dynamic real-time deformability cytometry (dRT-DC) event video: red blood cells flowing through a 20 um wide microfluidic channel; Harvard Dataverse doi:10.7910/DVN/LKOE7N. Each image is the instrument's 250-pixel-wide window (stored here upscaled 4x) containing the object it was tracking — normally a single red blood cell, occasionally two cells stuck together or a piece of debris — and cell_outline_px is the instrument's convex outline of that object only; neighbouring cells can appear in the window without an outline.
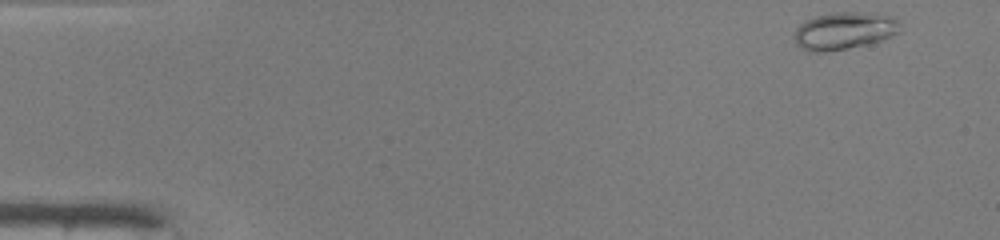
{"species": "common noctule bat (a hibernating species)", "species_latin": "Nyctalus noctula", "temperature_condition": "warm", "stored_images_in_passage": 46, "camera_frame_rate_fps": 3000, "um_per_image_px": 0.085, "animal": {"sex": "male", "body_mass_g": 19.0, "forearm_length_mm": 50.8}, "frame": {"image": 1, "passage_image": 1, "time_ms": 0.0, "image_size_px": [1000, 240], "cell_outline_px": [[900, 32], [892, 36], [880, 40], [864, 44], [824, 52], [808, 52], [800, 48], [796, 44], [796, 28], [804, 20], [816, 16], [836, 12], [856, 12], [892, 16], [900, 24]], "centroid_in_image_um": [71.74, 2.61], "position_along_channel_um": 13.3, "area_um2": 22.72}}
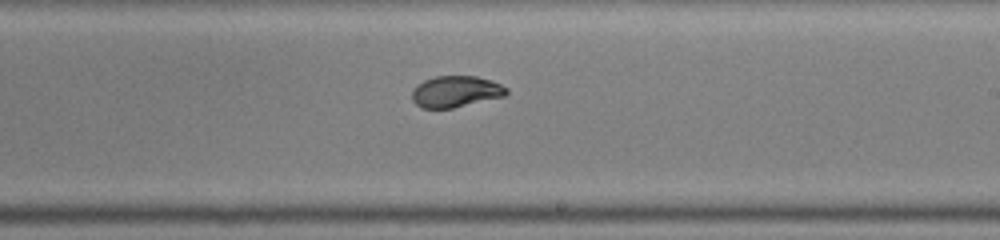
{"frame": {"image": 2, "passage_image": 27, "time_ms": 8.667, "image_size_px": [1000, 240], "cell_outline_px": [[508, 92], [504, 96], [452, 108], [420, 108], [412, 100], [412, 92], [416, 84], [424, 80], [436, 76], [476, 76], [492, 80], [508, 88]], "centroid_in_image_um": [38.72, 7.77], "position_along_channel_um": 250.3, "area_um2": 17.28}}
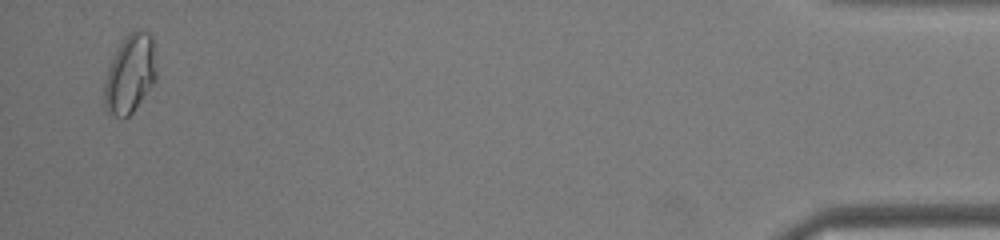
{"frame": {"image": 3, "passage_image": 45, "time_ms": 14.667, "image_size_px": [1000, 240], "cell_outline_px": [[156, 80], [132, 112], [124, 120], [108, 112], [104, 104], [104, 84], [108, 68], [120, 44], [128, 32], [140, 28], [148, 32], [152, 36], [156, 72]], "centroid_in_image_um": [11.05, 6.27], "position_along_channel_um": 424.1, "area_um2": 23.76}, "authors_computed_cell_mechanics": {"area_um2": 18.5827, "velocity_mm_per_s": 4.2056, "shape_relaxation_time_tau1_ms": 6.9121, "shape_relaxation_time_tau2_ms": null, "deformation_change_tau1": 0.2393, "deformation_change_tau2": null}}